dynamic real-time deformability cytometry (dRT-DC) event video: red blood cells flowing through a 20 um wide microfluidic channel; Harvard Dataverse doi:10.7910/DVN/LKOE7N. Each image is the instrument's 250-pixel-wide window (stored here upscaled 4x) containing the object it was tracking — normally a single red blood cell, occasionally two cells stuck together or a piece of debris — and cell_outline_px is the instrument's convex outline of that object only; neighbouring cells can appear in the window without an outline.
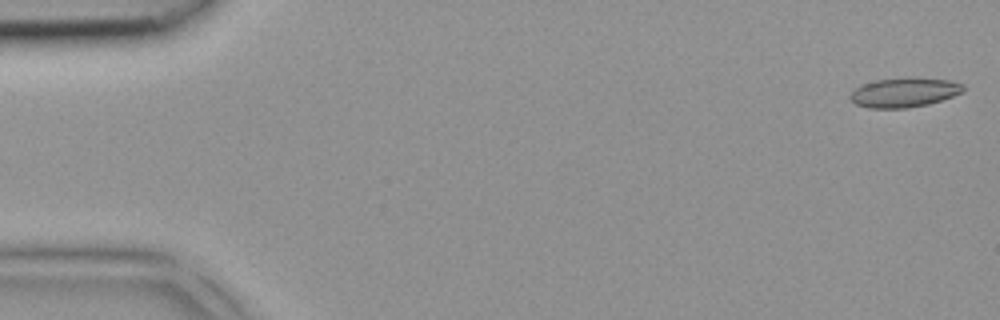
{"species": "common noctule bat (a hibernating species)", "species_latin": "Nyctalus noctula", "temperature_condition": "room temperature", "stored_images_in_passage": 4, "segment_of_instrument_passage": [2, 2], "camera_frame_rate_fps": 3000, "um_per_image_px": 0.085, "animal": {"sex": "female", "body_mass_g": 18.4}, "frame": {"image": 1, "passage_image": 4, "time_ms": 1.0, "image_size_px": [1000, 320], "cell_outline_px": [[964, 92], [928, 104], [904, 108], [868, 108], [856, 104], [848, 96], [860, 84], [876, 80], [948, 80], [964, 84]], "centroid_in_image_um": [76.82, 7.9], "position_along_channel_um": 8.2, "area_um2": 18.55}}